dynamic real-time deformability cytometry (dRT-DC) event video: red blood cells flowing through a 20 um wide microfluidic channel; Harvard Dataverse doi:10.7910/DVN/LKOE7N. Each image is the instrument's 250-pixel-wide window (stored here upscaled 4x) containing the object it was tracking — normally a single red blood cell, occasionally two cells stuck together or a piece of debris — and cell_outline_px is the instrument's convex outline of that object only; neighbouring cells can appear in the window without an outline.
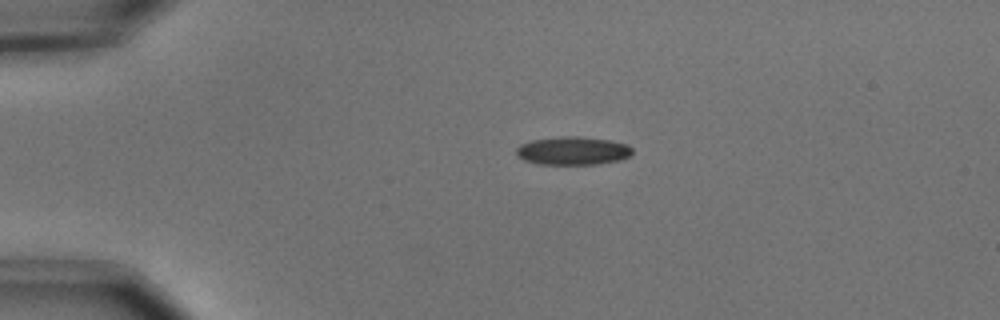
{"species": "common noctule bat (a hibernating species)", "species_latin": "Nyctalus noctula", "temperature_condition": "cold", "stored_images_in_passage": 7, "camera_frame_rate_fps": 3000, "um_per_image_px": 0.085, "animal": {"sex": "male", "body_mass_g": 15.6}, "frame": {"image": 1, "passage_image": 1, "time_ms": 0.0, "image_size_px": [1000, 320], "cell_outline_px": [[632, 152], [628, 156], [620, 160], [596, 164], [536, 164], [524, 160], [516, 156], [516, 148], [520, 144], [532, 140], [560, 136], [580, 136], [608, 140], [628, 144], [632, 148]], "centroid_in_image_um": [48.65, 12.81], "position_along_channel_um": 36.3, "area_um2": 19.19}}
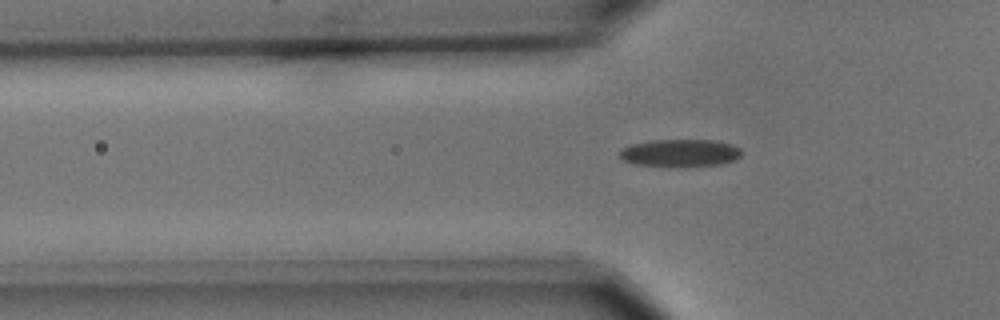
{"frame": {"image": 2, "passage_image": 7, "time_ms": 2.0, "image_size_px": [1000, 320], "cell_outline_px": [[740, 156], [736, 160], [720, 164], [632, 164], [624, 160], [616, 152], [620, 148], [632, 144], [652, 140], [712, 140], [732, 144], [740, 148]], "centroid_in_image_um": [57.78, 12.95], "position_along_channel_um": 68.0, "area_um2": 18.79}}